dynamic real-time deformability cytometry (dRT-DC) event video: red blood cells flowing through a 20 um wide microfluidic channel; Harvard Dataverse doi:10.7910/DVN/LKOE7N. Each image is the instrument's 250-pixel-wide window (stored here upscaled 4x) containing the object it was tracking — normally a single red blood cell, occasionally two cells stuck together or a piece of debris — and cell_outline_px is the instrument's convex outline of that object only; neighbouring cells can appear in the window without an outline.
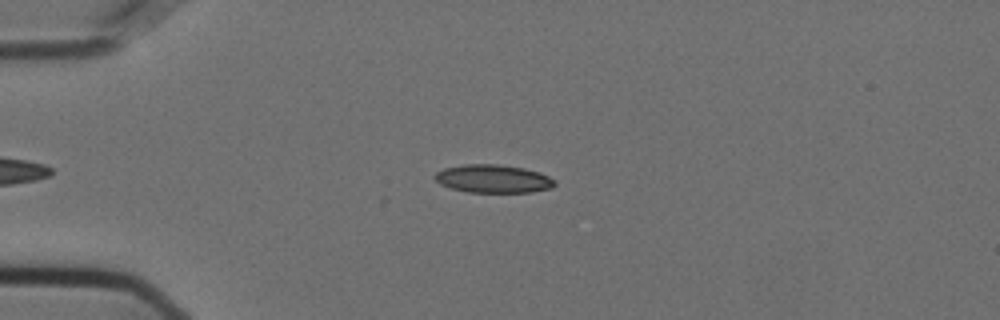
{"species": "Egyptian fruit bat (a non-hibernating species)", "species_latin": "Rousettus aegyptiacus", "temperature_condition": "cold", "stored_images_in_passage": 40, "camera_frame_rate_fps": 3000, "um_per_image_px": 0.085, "animal": {"sex": "female"}, "frame": {"image": 1, "passage_image": 6, "time_ms": 1.667, "image_size_px": [1000, 320], "cell_outline_px": [[556, 184], [552, 188], [532, 192], [468, 192], [452, 188], [440, 184], [432, 176], [436, 172], [444, 168], [464, 164], [496, 164], [524, 168], [540, 172], [556, 180]], "centroid_in_image_um": [41.93, 15.19], "position_along_channel_um": 43.1, "area_um2": 19.77}}
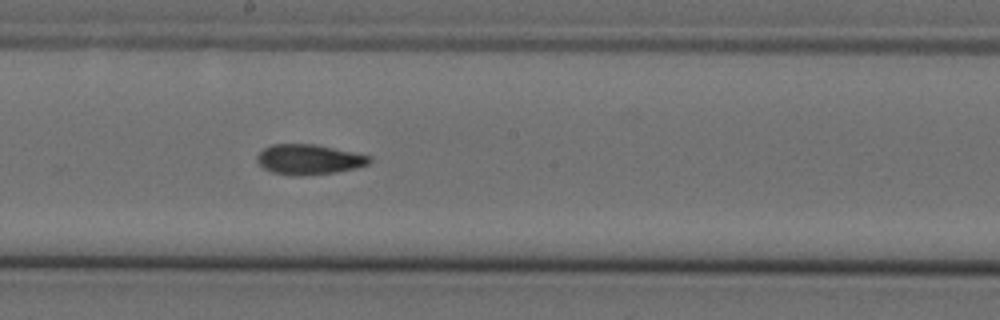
{"frame": {"image": 2, "passage_image": 23, "time_ms": 7.333, "image_size_px": [1000, 320], "cell_outline_px": [[372, 160], [368, 164], [356, 168], [336, 172], [300, 176], [292, 176], [272, 172], [264, 168], [256, 160], [256, 156], [264, 148], [272, 144], [316, 144], [372, 156]], "centroid_in_image_um": [26.26, 13.55], "position_along_channel_um": 221.9, "area_um2": 19.83}}
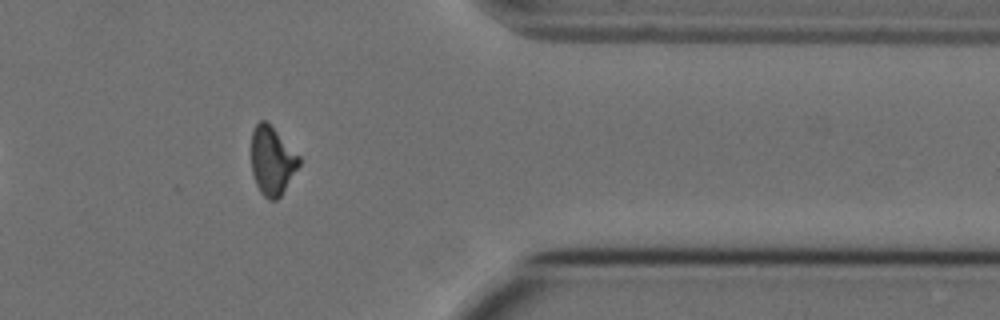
{"frame": {"image": 3, "passage_image": 38, "time_ms": 12.333, "image_size_px": [1000, 320], "cell_outline_px": [[300, 164], [280, 196], [276, 200], [268, 200], [260, 192], [256, 184], [252, 172], [252, 132], [256, 124], [260, 120], [264, 120], [300, 156]], "centroid_in_image_um": [23.12, 13.69], "position_along_channel_um": 388.3, "area_um2": 18.61}, "authors_computed_cell_mechanics": {"area_um2": 19.7098, "velocity_mm_per_s": 3.6249, "shape_relaxation_time_tau1_ms": 11.1675, "shape_relaxation_time_tau2_ms": 3.2194, "deformation_change_tau1": 0.2542, "deformation_change_tau2": 0.0974}}